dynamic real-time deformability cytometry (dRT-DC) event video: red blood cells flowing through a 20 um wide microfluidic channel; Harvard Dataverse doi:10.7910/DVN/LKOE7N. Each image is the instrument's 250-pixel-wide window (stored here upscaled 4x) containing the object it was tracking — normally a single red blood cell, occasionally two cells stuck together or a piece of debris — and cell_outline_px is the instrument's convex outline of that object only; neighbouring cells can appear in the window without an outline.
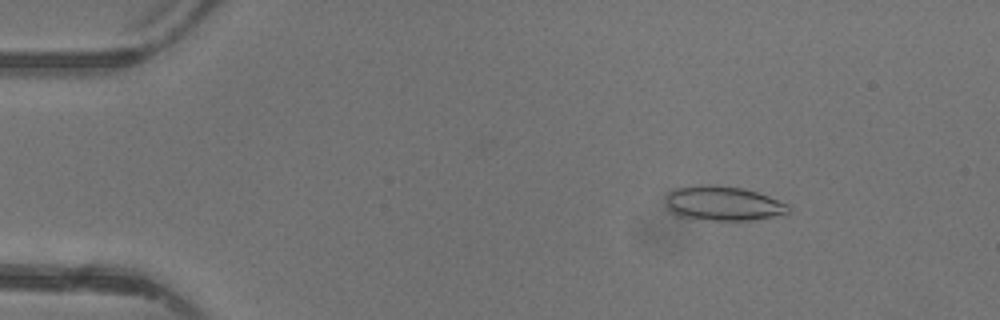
{"species": "common noctule bat (a hibernating species)", "species_latin": "Nyctalus noctula", "temperature_condition": "warm", "stored_images_in_passage": 3, "camera_frame_rate_fps": 3000, "um_per_image_px": 0.085, "animal": {"sex": "female"}, "frame": {"image": 1, "passage_image": 1, "time_ms": 0.0, "image_size_px": [1000, 320], "cell_outline_px": [[792, 212], [784, 216], [752, 220], [712, 220], [676, 216], [668, 208], [668, 192], [676, 188], [696, 184], [716, 184], [744, 188], [768, 196], [788, 204], [792, 208]], "centroid_in_image_um": [61.54, 17.29], "position_along_channel_um": 23.5, "area_um2": 25.09}}